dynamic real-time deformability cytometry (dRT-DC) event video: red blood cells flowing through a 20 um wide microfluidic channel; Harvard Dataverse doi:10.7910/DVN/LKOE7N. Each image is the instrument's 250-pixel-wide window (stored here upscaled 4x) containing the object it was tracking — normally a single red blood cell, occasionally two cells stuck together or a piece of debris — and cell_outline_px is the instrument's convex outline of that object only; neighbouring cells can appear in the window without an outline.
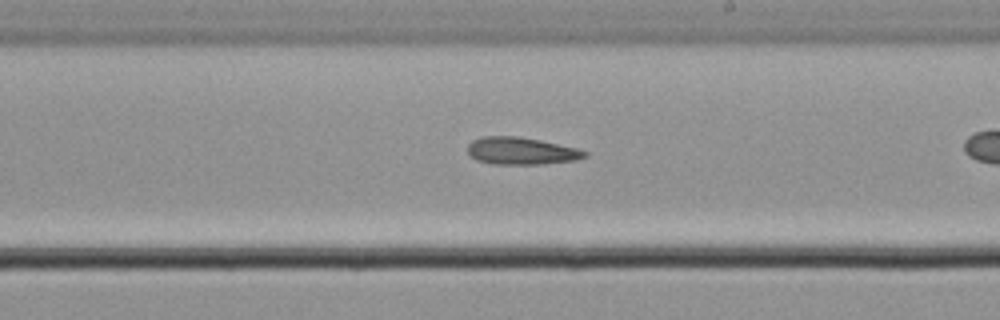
{"species": "common noctule bat (a hibernating species)", "species_latin": "Nyctalus noctula", "temperature_condition": "cold", "stored_images_in_passage": 41, "camera_frame_rate_fps": 3000, "um_per_image_px": 0.085, "animal": {"sex": "male", "body_mass_g": 21.5, "forearm_length_mm": 52.0}, "frame": {"image": 1, "passage_image": 30, "time_ms": 9.667, "image_size_px": [1000, 320], "cell_outline_px": [[588, 156], [576, 160], [540, 164], [492, 164], [476, 160], [468, 152], [468, 144], [472, 140], [480, 136], [520, 136], [540, 140], [576, 148], [588, 152]], "centroid_in_image_um": [44.29, 12.82], "position_along_channel_um": 244.7, "area_um2": 18.67}}